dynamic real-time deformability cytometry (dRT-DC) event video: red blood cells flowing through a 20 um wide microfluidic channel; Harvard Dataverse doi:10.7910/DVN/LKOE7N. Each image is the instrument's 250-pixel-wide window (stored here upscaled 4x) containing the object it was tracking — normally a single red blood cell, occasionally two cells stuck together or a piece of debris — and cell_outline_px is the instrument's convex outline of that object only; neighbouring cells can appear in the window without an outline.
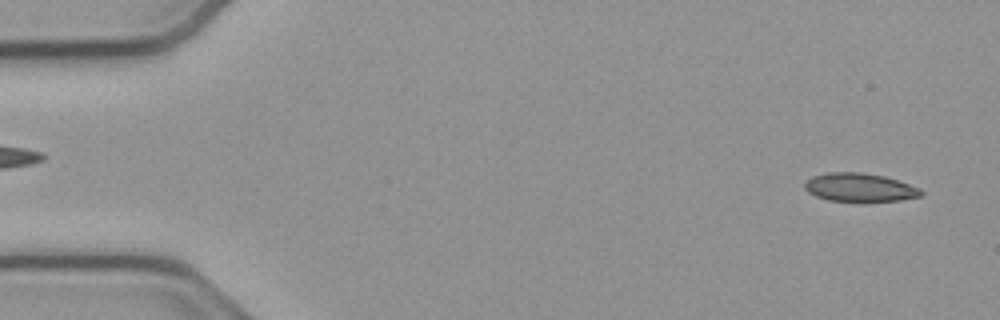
{"species": "common noctule bat (a hibernating species)", "species_latin": "Nyctalus noctula", "temperature_condition": "cold", "stored_images_in_passage": 52, "camera_frame_rate_fps": 3000, "um_per_image_px": 0.085, "animal": {"sex": "male", "body_mass_g": 23.1, "forearm_length_mm": 52.7}, "frame": {"image": 1, "passage_image": 1, "time_ms": 0.0, "image_size_px": [1000, 320], "cell_outline_px": [[924, 192], [920, 196], [900, 200], [828, 200], [816, 196], [808, 192], [804, 188], [804, 184], [812, 176], [828, 172], [860, 172], [884, 176], [920, 188]], "centroid_in_image_um": [73.05, 15.91], "position_along_channel_um": 12.0, "area_um2": 18.84}}
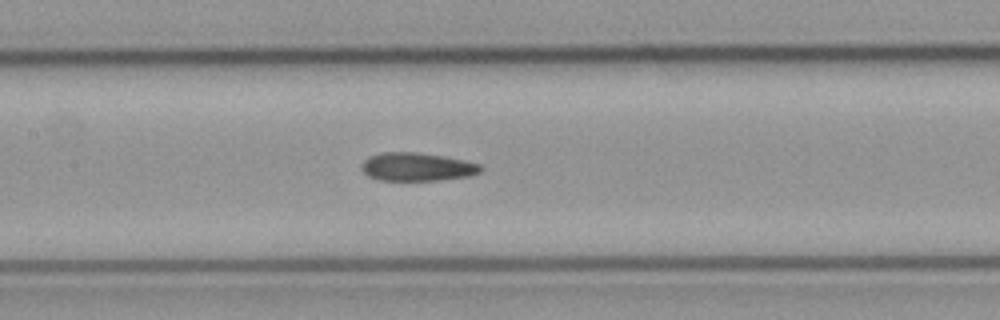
{"frame": {"image": 2, "passage_image": 23, "time_ms": 7.333, "image_size_px": [1000, 320], "cell_outline_px": [[484, 168], [480, 172], [468, 176], [440, 180], [380, 180], [368, 176], [360, 168], [360, 164], [368, 156], [384, 152], [416, 152], [464, 160], [480, 164]], "centroid_in_image_um": [35.42, 14.18], "position_along_channel_um": 172.0, "area_um2": 19.59}}
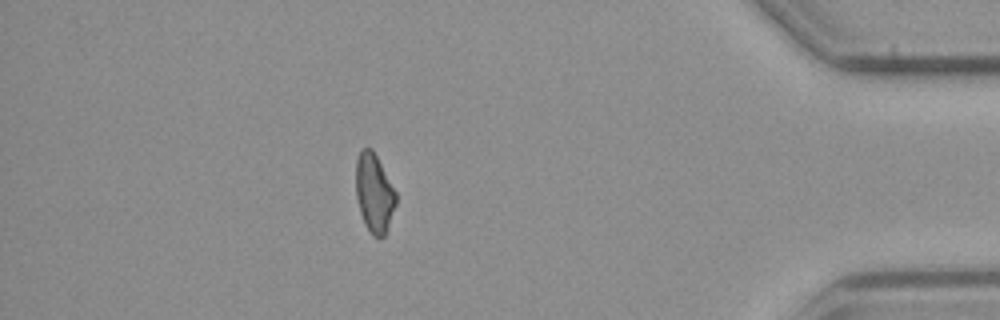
{"frame": {"image": 3, "passage_image": 45, "time_ms": 14.667, "image_size_px": [1000, 320], "cell_outline_px": [[396, 204], [384, 236], [372, 236], [364, 224], [360, 212], [356, 196], [356, 160], [360, 152], [364, 148], [372, 148], [396, 192]], "centroid_in_image_um": [31.79, 16.41], "position_along_channel_um": 403.4, "area_um2": 18.15}, "authors_computed_cell_mechanics": {"area_um2": 19.5942, "velocity_mm_per_s": 3.8085, "shape_relaxation_time_tau1_ms": null, "shape_relaxation_time_tau2_ms": 5.4272, "deformation_change_tau1": null, "deformation_change_tau2": 0.1127}}